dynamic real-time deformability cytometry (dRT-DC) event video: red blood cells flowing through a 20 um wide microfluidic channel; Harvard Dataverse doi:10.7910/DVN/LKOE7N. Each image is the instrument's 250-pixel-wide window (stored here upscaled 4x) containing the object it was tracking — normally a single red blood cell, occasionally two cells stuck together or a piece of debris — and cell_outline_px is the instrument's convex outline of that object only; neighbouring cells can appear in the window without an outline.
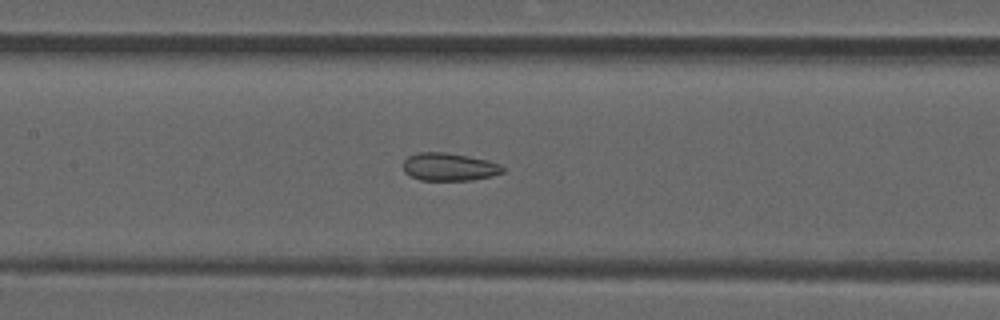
{"species": "common noctule bat (a hibernating species)", "species_latin": "Nyctalus noctula", "temperature_condition": "room temperature", "stored_images_in_passage": 53, "camera_frame_rate_fps": 3000, "um_per_image_px": 0.085, "animal": {"sex": "male", "forearm_length_mm": 52.5}, "frame": {"image": 1, "passage_image": 25, "time_ms": 8.0, "image_size_px": [1000, 320], "cell_outline_px": [[504, 172], [492, 176], [472, 180], [420, 180], [404, 172], [404, 160], [408, 156], [420, 152], [444, 152], [468, 156], [488, 160], [500, 164], [504, 168]], "centroid_in_image_um": [38.2, 14.18], "position_along_channel_um": 169.2, "area_um2": 16.13}}
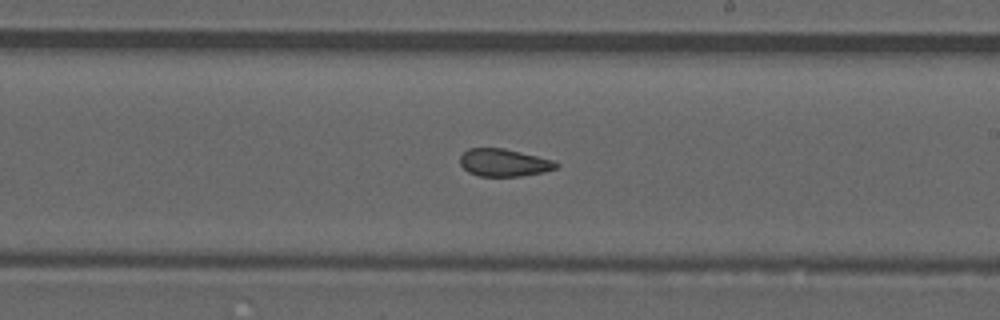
{"frame": {"image": 2, "passage_image": 31, "time_ms": 10.0, "image_size_px": [1000, 320], "cell_outline_px": [[560, 164], [556, 168], [544, 172], [520, 176], [480, 176], [468, 172], [460, 164], [460, 156], [468, 148], [504, 148], [552, 160]], "centroid_in_image_um": [42.81, 13.82], "position_along_channel_um": 246.2, "area_um2": 15.32}}
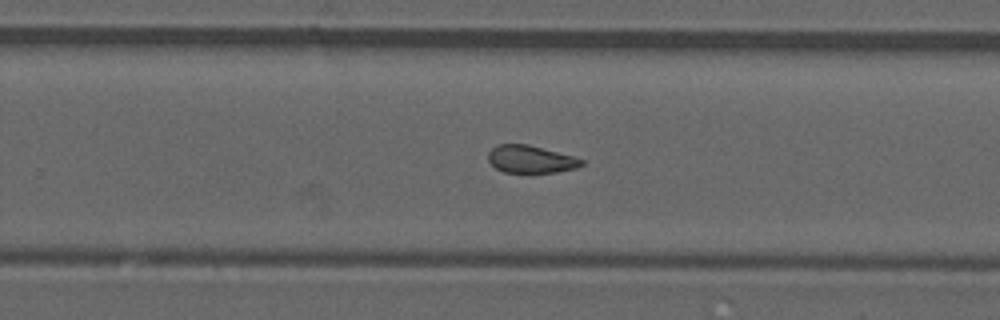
{"frame": {"image": 3, "passage_image": 34, "time_ms": 11.0, "image_size_px": [1000, 320], "cell_outline_px": [[584, 164], [576, 168], [556, 172], [528, 176], [504, 172], [496, 168], [488, 160], [488, 152], [496, 144], [528, 144], [572, 156], [584, 160]], "centroid_in_image_um": [45.09, 13.58], "position_along_channel_um": 284.7, "area_um2": 15.61}, "authors_computed_cell_mechanics": {"area_um2": 16.5886, "velocity_mm_per_s": 3.8618, "shape_relaxation_time_tau1_ms": null, "shape_relaxation_time_tau2_ms": 2.1442, "deformation_change_tau1": null, "deformation_change_tau2": 0.0894}}